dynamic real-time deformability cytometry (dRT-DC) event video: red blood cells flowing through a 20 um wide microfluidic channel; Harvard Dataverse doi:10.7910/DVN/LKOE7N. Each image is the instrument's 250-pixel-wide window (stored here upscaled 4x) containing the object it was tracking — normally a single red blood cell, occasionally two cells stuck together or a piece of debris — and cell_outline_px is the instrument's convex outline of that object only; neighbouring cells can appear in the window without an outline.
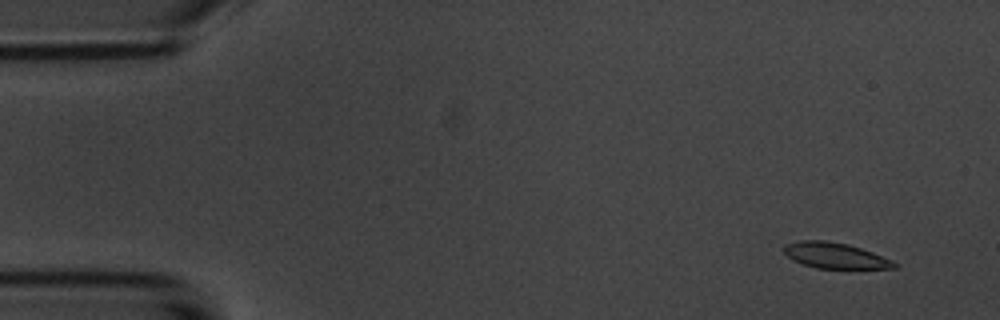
{"species": "common noctule bat (a hibernating species)", "species_latin": "Nyctalus noctula", "temperature_condition": "room temperature", "stored_images_in_passage": 5, "camera_frame_rate_fps": 3000, "um_per_image_px": 0.085, "animal": {"sex": "male", "body_mass_g": 20.1, "forearm_length_mm": 53.5}, "frame": {"image": 1, "passage_image": 1, "time_ms": 0.0, "image_size_px": [1000, 320], "cell_outline_px": [[896, 268], [816, 268], [792, 260], [780, 248], [784, 244], [800, 240], [824, 240], [848, 244], [872, 252], [892, 260], [896, 264]], "centroid_in_image_um": [70.91, 21.7], "position_along_channel_um": 14.1, "area_um2": 16.47}}
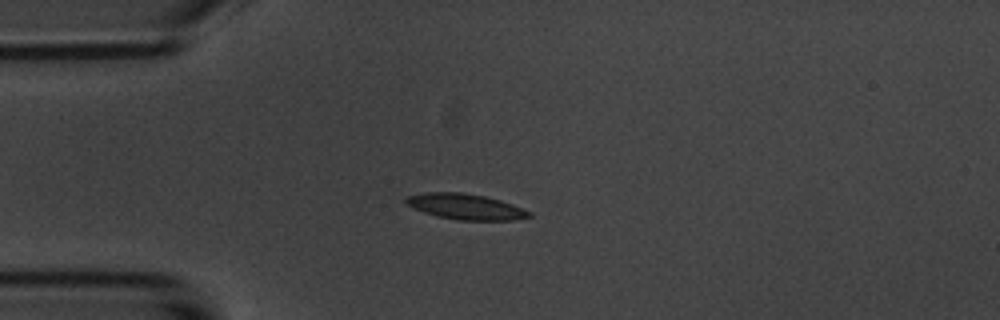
{"frame": {"image": 2, "passage_image": 4, "time_ms": 3.333, "image_size_px": [1000, 320], "cell_outline_px": [[532, 216], [512, 220], [456, 220], [436, 216], [412, 208], [404, 204], [404, 200], [408, 196], [428, 192], [460, 192], [484, 196], [500, 200], [512, 204], [532, 212]], "centroid_in_image_um": [39.55, 17.57], "position_along_channel_um": 45.5, "area_um2": 18.44}}
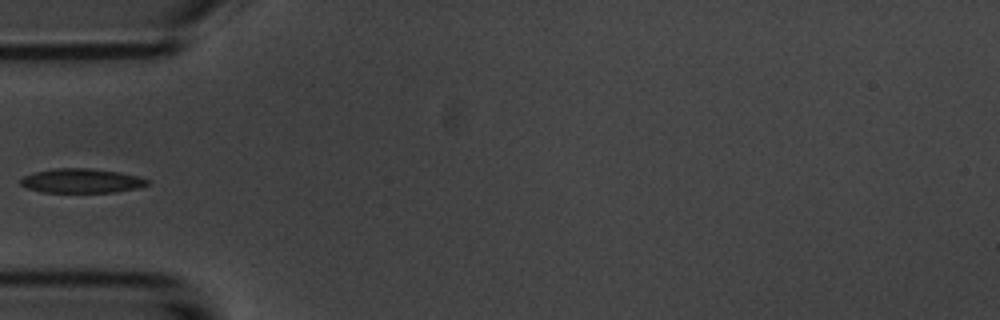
{"frame": {"image": 3, "passage_image": 5, "time_ms": 4.667, "image_size_px": [1000, 320], "cell_outline_px": [[148, 184], [140, 188], [116, 192], [40, 192], [28, 188], [20, 184], [20, 180], [24, 176], [36, 172], [56, 168], [88, 168], [116, 172], [136, 176], [148, 180]], "centroid_in_image_um": [6.92, 15.38], "position_along_channel_um": 78.1, "area_um2": 17.74}}